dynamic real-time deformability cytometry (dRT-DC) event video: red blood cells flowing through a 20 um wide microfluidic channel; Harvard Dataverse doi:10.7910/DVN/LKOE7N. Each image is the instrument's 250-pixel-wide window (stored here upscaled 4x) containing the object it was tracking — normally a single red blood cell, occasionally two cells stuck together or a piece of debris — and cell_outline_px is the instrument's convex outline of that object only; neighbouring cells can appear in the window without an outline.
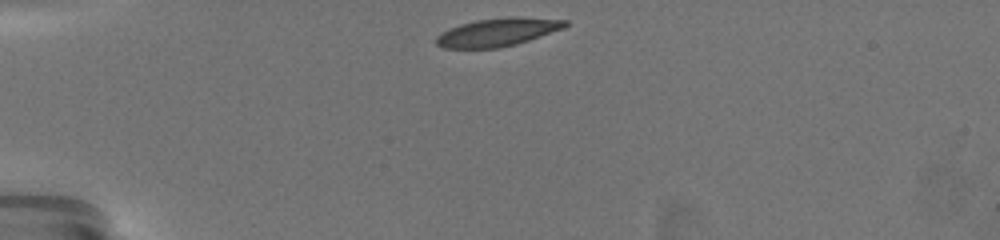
{"species": "common noctule bat (a hibernating species)", "species_latin": "Nyctalus noctula", "temperature_condition": "warm", "stored_images_in_passage": 35, "camera_frame_rate_fps": 3000, "um_per_image_px": 0.085, "animal": {"sex": "female", "body_mass_g": 19.5, "forearm_length_mm": 54.1}, "frame": {"image": 1, "passage_image": 1, "time_ms": 0.0, "image_size_px": [1000, 240], "cell_outline_px": [[568, 24], [564, 28], [516, 44], [500, 48], [444, 48], [436, 44], [436, 36], [440, 32], [448, 28], [460, 24], [476, 20], [508, 16], [520, 16], [568, 20]], "centroid_in_image_um": [42.28, 2.72], "position_along_channel_um": 42.7, "area_um2": 21.33}}
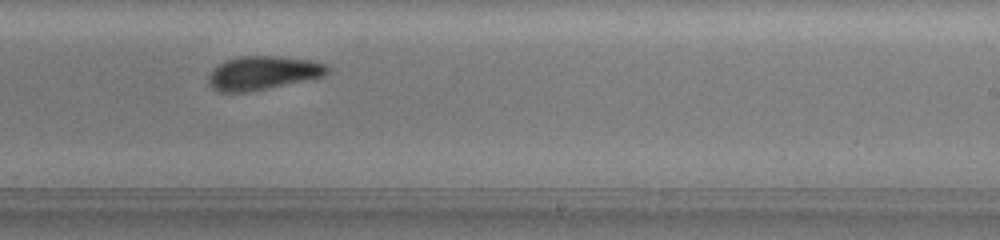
{"frame": {"image": 2, "passage_image": 23, "time_ms": 7.667, "image_size_px": [1000, 240], "cell_outline_px": [[328, 72], [324, 76], [268, 88], [248, 92], [220, 92], [212, 88], [208, 84], [208, 76], [212, 68], [224, 60], [236, 56], [284, 56], [312, 60], [328, 64]], "centroid_in_image_um": [22.31, 6.18], "position_along_channel_um": 266.7, "area_um2": 23.64}}
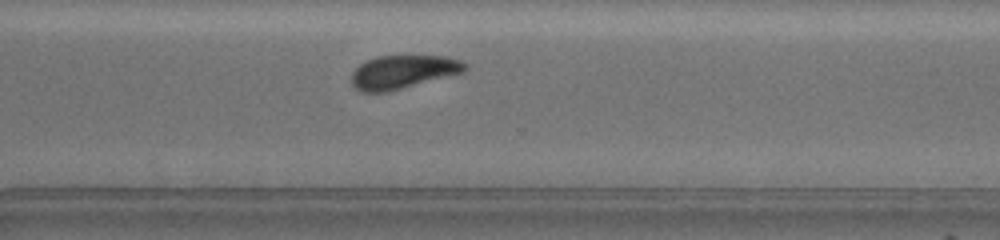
{"frame": {"image": 3, "passage_image": 30, "time_ms": 9.667, "image_size_px": [1000, 240], "cell_outline_px": [[468, 68], [464, 72], [384, 92], [360, 92], [352, 84], [352, 72], [360, 64], [376, 56], [448, 56], [460, 60], [468, 64]], "centroid_in_image_um": [34.27, 6.09], "position_along_channel_um": 336.3, "area_um2": 21.85}, "authors_computed_cell_mechanics": {"area_um2": 22.9466, "velocity_mm_per_s": 3.485, "shape_relaxation_time_tau1_ms": 2.1649, "shape_relaxation_time_tau2_ms": 2.4379, "deformation_change_tau1": 0.1368, "deformation_change_tau2": 0.0683}}